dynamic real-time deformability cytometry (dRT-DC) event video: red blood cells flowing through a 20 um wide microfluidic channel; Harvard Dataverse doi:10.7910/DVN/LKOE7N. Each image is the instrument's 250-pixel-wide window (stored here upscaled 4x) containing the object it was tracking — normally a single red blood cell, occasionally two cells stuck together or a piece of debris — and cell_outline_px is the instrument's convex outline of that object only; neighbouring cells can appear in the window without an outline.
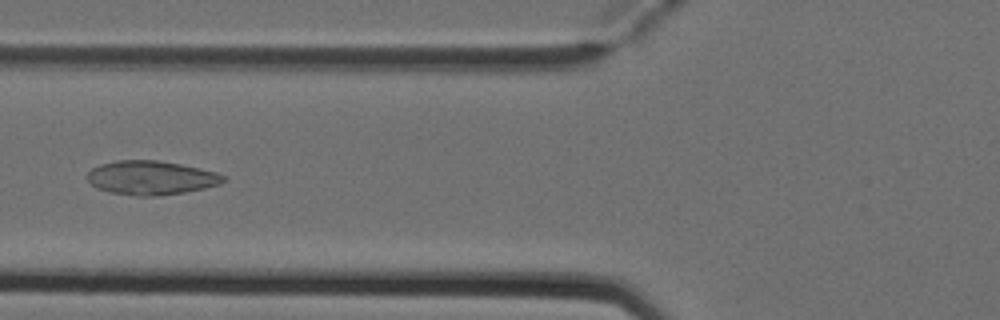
{"species": "Egyptian fruit bat (a non-hibernating species)", "species_latin": "Rousettus aegyptiacus", "temperature_condition": "cold", "stored_images_in_passage": 5, "camera_frame_rate_fps": 3000, "um_per_image_px": 0.085, "animal": {"sex": "female"}, "frame": {"image": 1, "passage_image": 4, "time_ms": 1.0, "image_size_px": [1000, 320], "cell_outline_px": [[224, 180], [220, 184], [204, 188], [184, 192], [160, 196], [136, 196], [108, 192], [96, 188], [88, 180], [88, 172], [92, 168], [100, 164], [116, 160], [156, 160], [180, 164], [200, 168], [216, 172], [224, 176]], "centroid_in_image_um": [12.81, 15.11], "position_along_channel_um": 113.0, "area_um2": 26.93}}
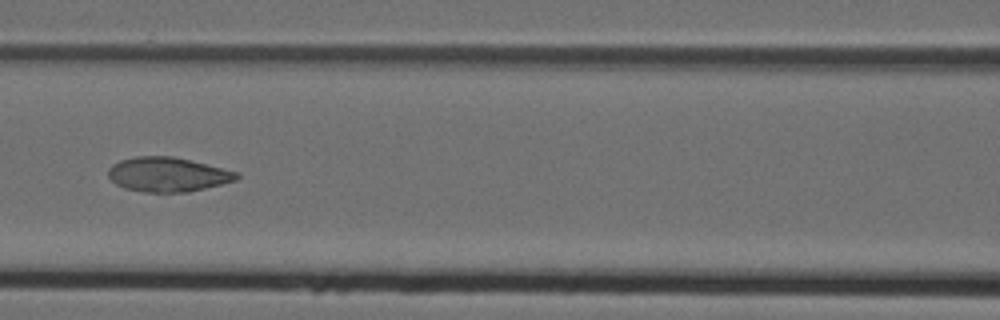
{"frame": {"image": 2, "passage_image": 5, "time_ms": 1.333, "image_size_px": [1000, 320], "cell_outline_px": [[240, 176], [236, 180], [188, 192], [144, 192], [124, 188], [116, 184], [108, 176], [108, 168], [112, 164], [120, 160], [136, 156], [172, 156], [236, 172]], "centroid_in_image_um": [14.19, 14.83], "position_along_channel_um": 152.4, "area_um2": 25.43}}